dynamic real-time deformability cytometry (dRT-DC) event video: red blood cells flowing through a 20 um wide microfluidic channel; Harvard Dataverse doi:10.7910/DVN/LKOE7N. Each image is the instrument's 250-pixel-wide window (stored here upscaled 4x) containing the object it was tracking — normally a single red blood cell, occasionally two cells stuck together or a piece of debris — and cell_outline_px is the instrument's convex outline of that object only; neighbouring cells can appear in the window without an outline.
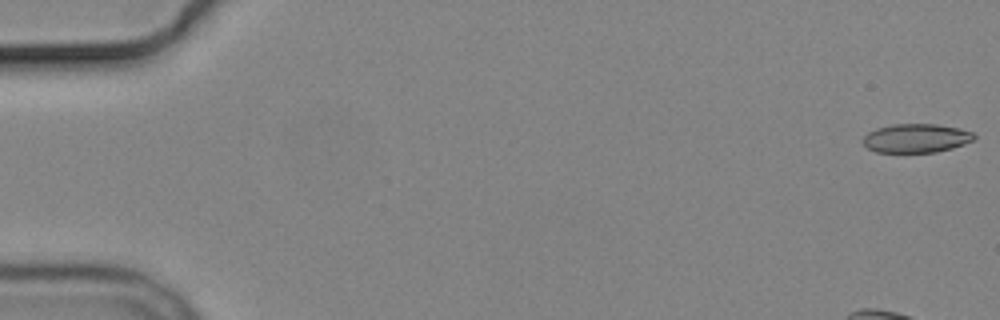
{"species": "common noctule bat (a hibernating species)", "species_latin": "Nyctalus noctula", "temperature_condition": "cold", "stored_images_in_passage": 9, "camera_frame_rate_fps": 3000, "um_per_image_px": 0.085, "animal": {"sex": "male", "body_mass_g": 19.2, "forearm_length_mm": 51.8}, "frame": {"image": 1, "passage_image": 1, "time_ms": 0.0, "image_size_px": [1000, 320], "cell_outline_px": [[976, 136], [972, 140], [964, 144], [952, 148], [936, 152], [876, 152], [868, 148], [864, 144], [864, 136], [868, 132], [876, 128], [892, 124], [936, 124], [960, 128], [972, 132]], "centroid_in_image_um": [77.88, 11.74], "position_along_channel_um": 7.1, "area_um2": 18.61}}